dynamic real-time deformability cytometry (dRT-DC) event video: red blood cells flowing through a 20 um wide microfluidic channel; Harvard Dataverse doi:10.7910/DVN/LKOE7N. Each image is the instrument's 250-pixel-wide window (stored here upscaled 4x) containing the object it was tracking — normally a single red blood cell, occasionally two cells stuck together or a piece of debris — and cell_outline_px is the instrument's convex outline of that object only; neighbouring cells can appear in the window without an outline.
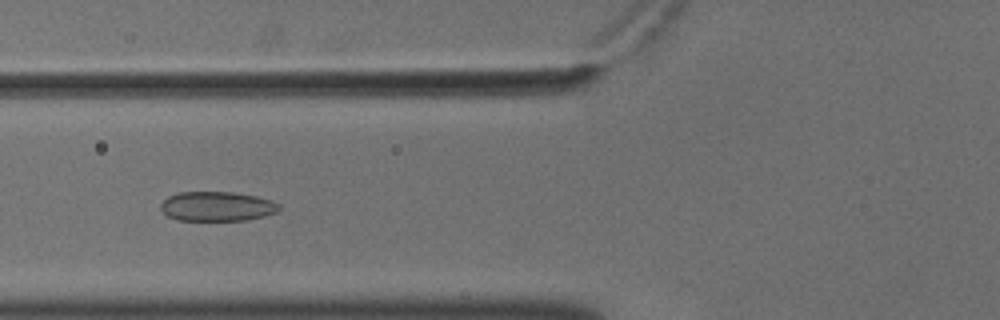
{"species": "common noctule bat (a hibernating species)", "species_latin": "Nyctalus noctula", "temperature_condition": "cold", "stored_images_in_passage": 56, "camera_frame_rate_fps": 3000, "um_per_image_px": 0.085, "animal": {"sex": "male", "body_mass_g": 18.8}, "frame": {"image": 1, "passage_image": 23, "time_ms": 7.333, "image_size_px": [1000, 320], "cell_outline_px": [[280, 208], [276, 212], [264, 216], [248, 220], [176, 220], [168, 216], [160, 208], [160, 204], [168, 196], [180, 192], [232, 192], [256, 196], [272, 200], [280, 204]], "centroid_in_image_um": [18.45, 17.54], "position_along_channel_um": 107.3, "area_um2": 20.4}}
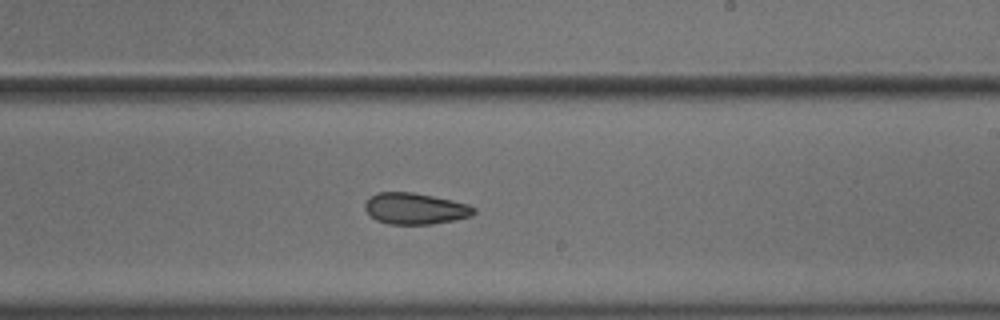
{"frame": {"image": 2, "passage_image": 35, "time_ms": 11.333, "image_size_px": [1000, 320], "cell_outline_px": [[476, 212], [472, 216], [456, 220], [432, 224], [388, 224], [376, 220], [364, 208], [364, 204], [368, 196], [376, 192], [412, 192], [452, 200], [468, 204], [476, 208]], "centroid_in_image_um": [35.29, 17.73], "position_along_channel_um": 253.7, "area_um2": 20.06}}
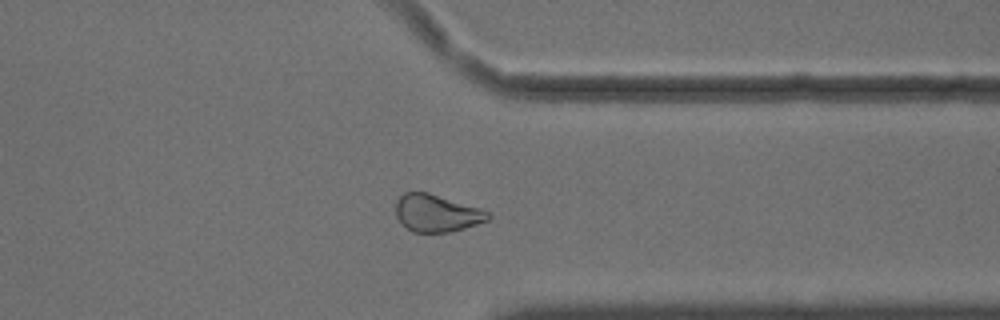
{"frame": {"image": 3, "passage_image": 45, "time_ms": 14.667, "image_size_px": [1000, 320], "cell_outline_px": [[492, 216], [488, 220], [452, 232], [412, 232], [396, 216], [396, 200], [404, 192], [428, 192], [480, 208], [488, 212]], "centroid_in_image_um": [37.12, 18.11], "position_along_channel_um": 374.3, "area_um2": 19.94}, "authors_computed_cell_mechanics": {"area_um2": 22.1085, "velocity_mm_per_s": 3.648, "shape_relaxation_time_tau1_ms": 3.804, "shape_relaxation_time_tau2_ms": 8.785, "deformation_change_tau1": 0.0621, "deformation_change_tau2": 0.1371}}